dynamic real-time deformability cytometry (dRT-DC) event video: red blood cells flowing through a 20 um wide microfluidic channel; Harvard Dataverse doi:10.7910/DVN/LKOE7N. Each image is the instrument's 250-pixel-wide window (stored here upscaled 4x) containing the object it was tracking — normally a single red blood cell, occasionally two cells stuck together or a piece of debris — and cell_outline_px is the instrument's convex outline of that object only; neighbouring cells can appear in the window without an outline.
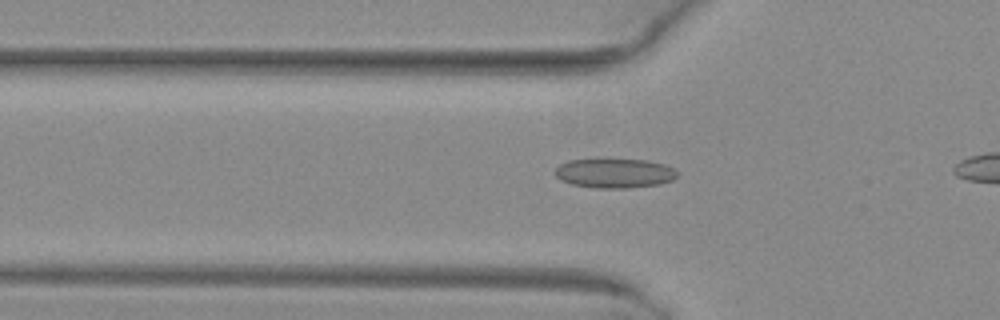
{"species": "common noctule bat (a hibernating species)", "species_latin": "Nyctalus noctula", "temperature_condition": "warm", "stored_images_in_passage": 35, "camera_frame_rate_fps": 3000, "um_per_image_px": 0.085, "animal": {"sex": "female", "body_mass_g": 29.2, "forearm_length_mm": 56.3}, "frame": {"image": 1, "passage_image": 11, "time_ms": 3.333, "image_size_px": [1000, 320], "cell_outline_px": [[676, 176], [672, 180], [660, 184], [624, 188], [596, 188], [572, 184], [560, 180], [552, 172], [560, 164], [568, 160], [592, 156], [604, 156], [648, 160], [664, 164], [672, 168], [676, 172]], "centroid_in_image_um": [52.15, 14.65], "position_along_channel_um": 73.7, "area_um2": 22.08}}
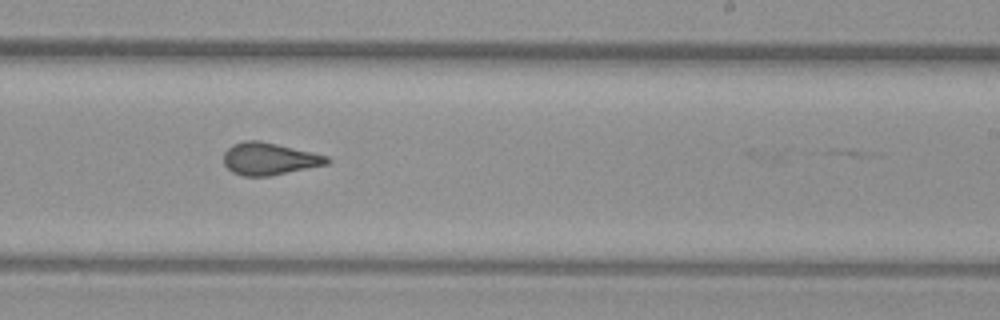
{"frame": {"image": 2, "passage_image": 25, "time_ms": 8.0, "image_size_px": [1000, 320], "cell_outline_px": [[332, 160], [328, 164], [268, 176], [244, 176], [232, 172], [224, 164], [224, 152], [232, 144], [244, 140], [260, 140], [312, 152], [328, 156]], "centroid_in_image_um": [22.88, 13.49], "position_along_channel_um": 266.1, "area_um2": 19.42}}
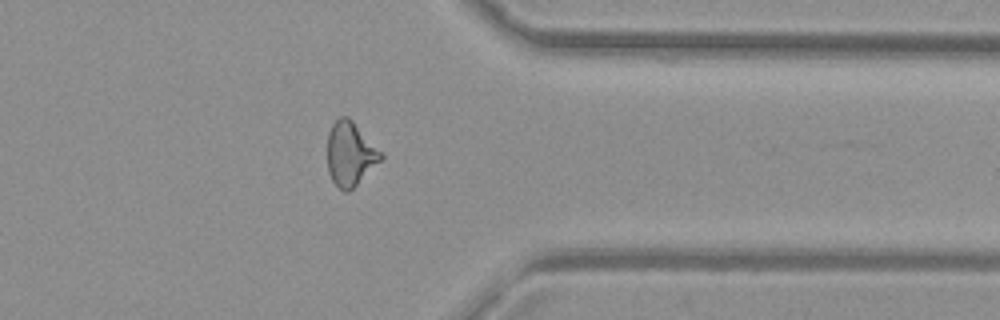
{"frame": {"image": 3, "passage_image": 34, "time_ms": 11.0, "image_size_px": [1000, 320], "cell_outline_px": [[384, 156], [348, 192], [344, 192], [332, 180], [328, 172], [328, 132], [332, 124], [340, 116], [348, 116], [384, 152]], "centroid_in_image_um": [29.77, 13.04], "position_along_channel_um": 381.6, "area_um2": 19.83}}